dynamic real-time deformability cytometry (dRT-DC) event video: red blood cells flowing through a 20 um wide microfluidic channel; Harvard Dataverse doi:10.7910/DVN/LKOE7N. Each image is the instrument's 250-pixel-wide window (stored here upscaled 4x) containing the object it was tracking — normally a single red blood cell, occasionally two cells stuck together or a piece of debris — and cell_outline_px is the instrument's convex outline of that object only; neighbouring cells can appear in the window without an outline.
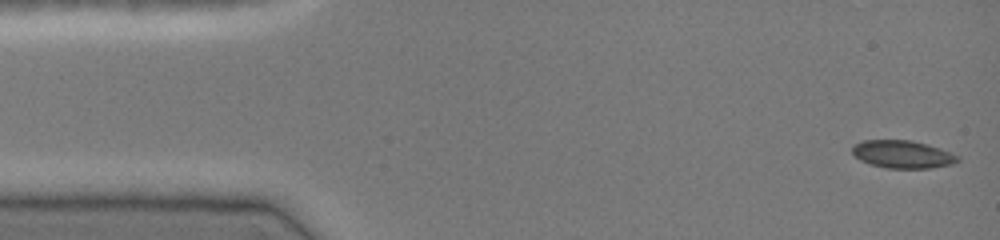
{"species": "common noctule bat (a hibernating species)", "species_latin": "Nyctalus noctula", "temperature_condition": "cold", "stored_images_in_passage": 46, "camera_frame_rate_fps": 3000, "um_per_image_px": 0.085, "animal": {"sex": "female", "body_mass_g": 19.0, "forearm_length_mm": 51.5}, "frame": {"image": 1, "passage_image": 1, "time_ms": 0.0, "image_size_px": [1000, 240], "cell_outline_px": [[960, 160], [952, 164], [932, 168], [888, 168], [872, 164], [860, 160], [852, 152], [852, 148], [856, 144], [864, 140], [912, 140], [928, 144], [940, 148], [960, 156]], "centroid_in_image_um": [76.77, 13.11], "position_along_channel_um": 8.2, "area_um2": 16.99}}
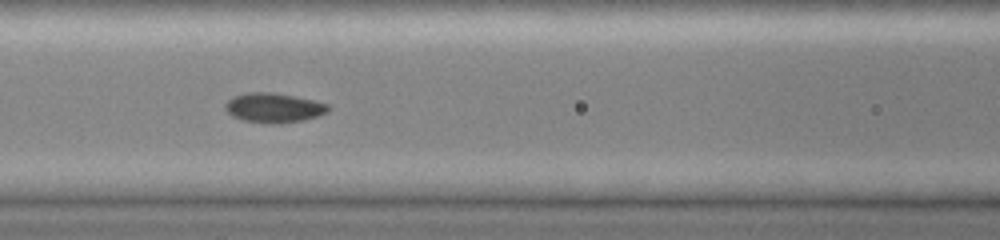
{"frame": {"image": 2, "passage_image": 19, "time_ms": 6.0, "image_size_px": [1000, 240], "cell_outline_px": [[328, 112], [304, 120], [280, 124], [272, 124], [244, 120], [232, 116], [224, 108], [224, 104], [232, 96], [248, 92], [272, 92], [312, 100], [328, 104]], "centroid_in_image_um": [23.23, 9.16], "position_along_channel_um": 143.4, "area_um2": 17.69}}
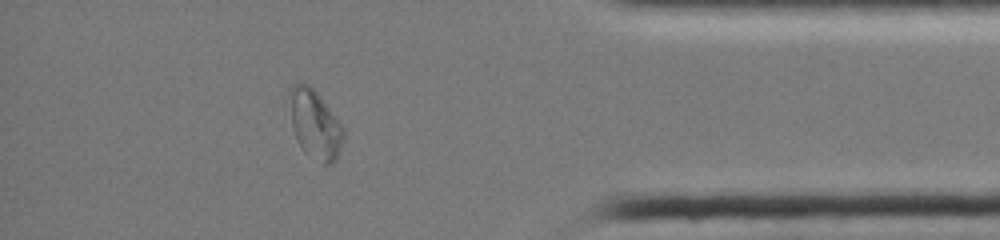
{"frame": {"image": 3, "passage_image": 40, "time_ms": 13.0, "image_size_px": [1000, 240], "cell_outline_px": [[344, 136], [336, 160], [332, 164], [320, 164], [304, 152], [300, 148], [296, 140], [292, 128], [288, 96], [288, 92], [292, 84], [308, 84], [320, 96], [344, 128]], "centroid_in_image_um": [26.74, 10.6], "position_along_channel_um": 408.5, "area_um2": 21.85}}